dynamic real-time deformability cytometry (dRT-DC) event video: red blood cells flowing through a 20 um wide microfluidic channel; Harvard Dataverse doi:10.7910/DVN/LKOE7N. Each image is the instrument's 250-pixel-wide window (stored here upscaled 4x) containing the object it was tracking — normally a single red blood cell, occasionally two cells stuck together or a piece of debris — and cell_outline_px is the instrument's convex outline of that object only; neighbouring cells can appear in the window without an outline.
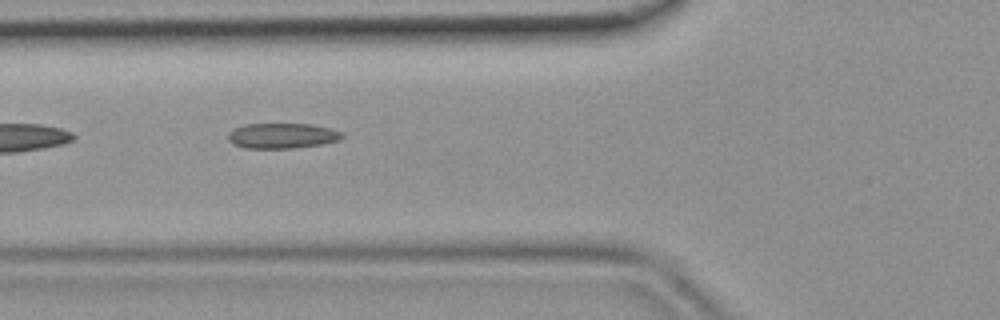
{"species": "common noctule bat (a hibernating species)", "species_latin": "Nyctalus noctula", "temperature_condition": "room temperature", "stored_images_in_passage": 6, "camera_frame_rate_fps": 3000, "um_per_image_px": 0.085, "animal": {"sex": "female", "body_mass_g": 19.9}, "frame": {"image": 1, "passage_image": 5, "time_ms": 1.333, "image_size_px": [1000, 320], "cell_outline_px": [[344, 136], [340, 140], [320, 144], [292, 148], [244, 148], [232, 144], [228, 140], [228, 132], [244, 124], [312, 124], [344, 132]], "centroid_in_image_um": [23.97, 11.54], "position_along_channel_um": 101.8, "area_um2": 16.82}}
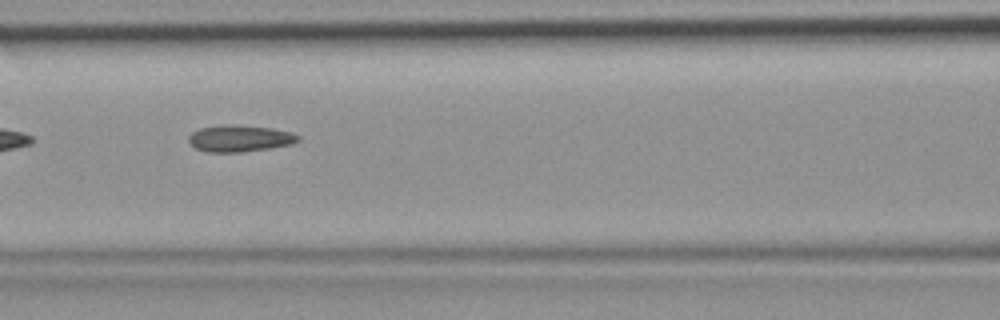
{"frame": {"image": 2, "passage_image": 6, "time_ms": 1.667, "image_size_px": [1000, 320], "cell_outline_px": [[300, 140], [292, 144], [272, 148], [244, 152], [208, 152], [196, 148], [188, 140], [188, 136], [192, 132], [200, 128], [272, 128], [292, 132], [300, 136]], "centroid_in_image_um": [20.45, 11.83], "position_along_channel_um": 146.2, "area_um2": 16.01}}